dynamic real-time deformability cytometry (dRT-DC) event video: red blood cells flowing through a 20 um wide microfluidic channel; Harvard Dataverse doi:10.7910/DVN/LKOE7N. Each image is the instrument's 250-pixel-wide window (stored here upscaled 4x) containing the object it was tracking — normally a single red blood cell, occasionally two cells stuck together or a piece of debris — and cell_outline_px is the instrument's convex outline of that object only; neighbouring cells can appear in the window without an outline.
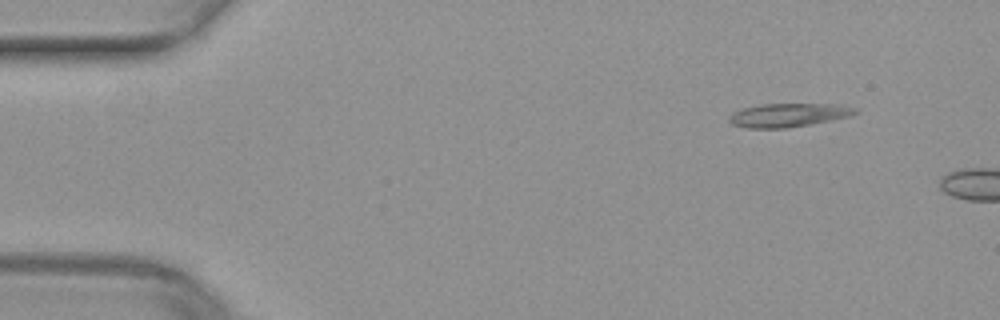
{"species": "common noctule bat (a hibernating species)", "species_latin": "Nyctalus noctula", "temperature_condition": "warm", "stored_images_in_passage": 4, "camera_frame_rate_fps": 3000, "um_per_image_px": 0.085, "animal": {"sex": "female", "body_mass_g": 29.2, "forearm_length_mm": 56.3}, "frame": {"image": 1, "passage_image": 1, "time_ms": 0.0, "image_size_px": [1000, 320], "cell_outline_px": [[860, 112], [852, 116], [788, 128], [748, 128], [732, 124], [728, 120], [728, 116], [732, 112], [740, 108], [764, 104], [840, 104], [860, 108]], "centroid_in_image_um": [67.06, 9.77], "position_along_channel_um": 17.9, "area_um2": 17.63}}